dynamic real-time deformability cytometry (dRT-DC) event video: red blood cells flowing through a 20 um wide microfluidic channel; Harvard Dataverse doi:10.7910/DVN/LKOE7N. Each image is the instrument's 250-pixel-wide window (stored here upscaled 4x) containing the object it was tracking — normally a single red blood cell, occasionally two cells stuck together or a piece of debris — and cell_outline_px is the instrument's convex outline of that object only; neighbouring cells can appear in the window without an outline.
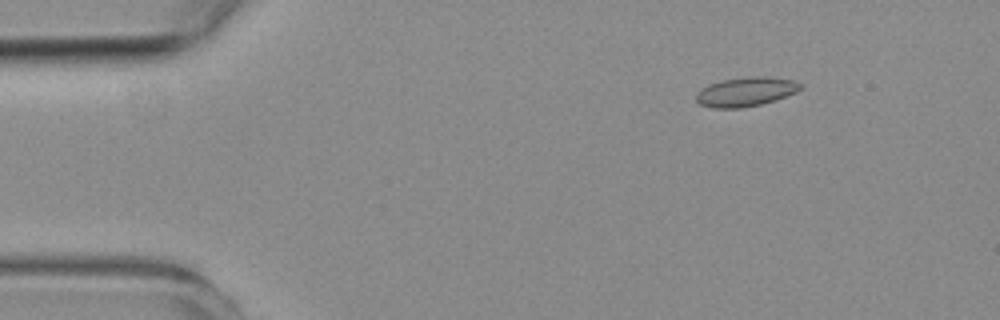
{"species": "common noctule bat (a hibernating species)", "species_latin": "Nyctalus noctula", "temperature_condition": "room temperature", "stored_images_in_passage": 48, "camera_frame_rate_fps": 3000, "um_per_image_px": 0.085, "animal": {"sex": "female", "body_mass_g": 19.3, "forearm_length_mm": 54.1}, "frame": {"image": 1, "passage_image": 1, "time_ms": 0.0, "image_size_px": [1000, 320], "cell_outline_px": [[800, 88], [796, 92], [776, 100], [760, 104], [740, 108], [712, 108], [700, 104], [696, 100], [696, 92], [712, 84], [724, 80], [752, 76], [760, 76], [792, 80], [800, 84]], "centroid_in_image_um": [63.38, 7.81], "position_along_channel_um": 21.6, "area_um2": 17.34}}
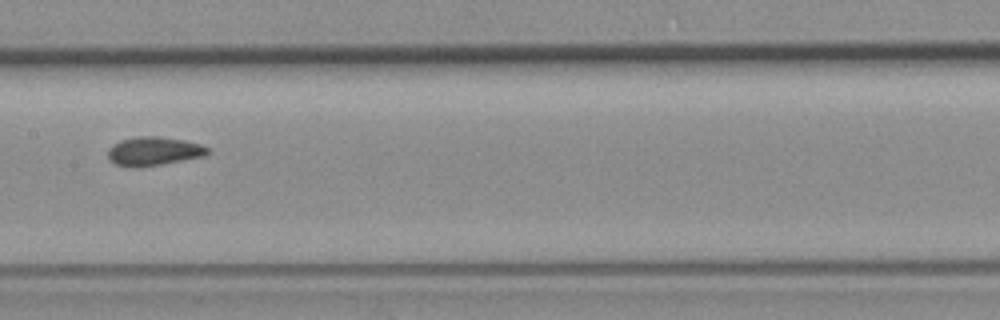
{"frame": {"image": 2, "passage_image": 21, "time_ms": 6.667, "image_size_px": [1000, 320], "cell_outline_px": [[208, 152], [204, 156], [160, 164], [136, 168], [132, 168], [116, 164], [108, 160], [108, 148], [112, 144], [120, 140], [136, 136], [156, 136], [184, 140], [200, 144], [208, 148]], "centroid_in_image_um": [13.0, 12.85], "position_along_channel_um": 194.4, "area_um2": 16.7}}
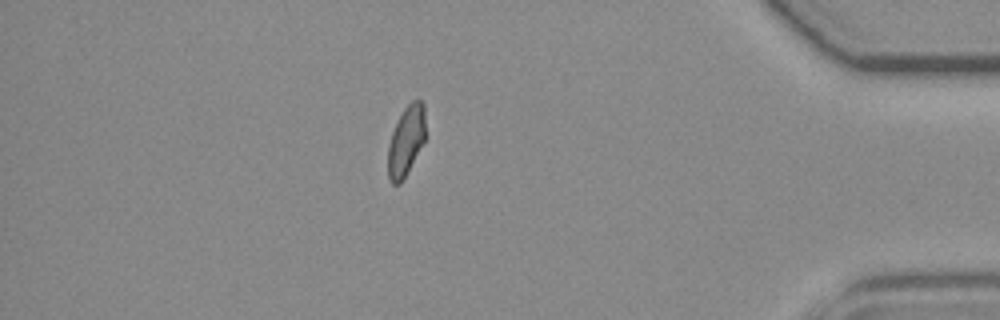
{"frame": {"image": 3, "passage_image": 41, "time_ms": 13.333, "image_size_px": [1000, 320], "cell_outline_px": [[424, 140], [400, 184], [392, 184], [388, 176], [388, 144], [392, 132], [404, 108], [412, 100], [420, 100], [424, 104]], "centroid_in_image_um": [34.49, 11.96], "position_along_channel_um": 400.7, "area_um2": 14.8}, "authors_computed_cell_mechanics": {"area_um2": 16.4152, "velocity_mm_per_s": 3.7551, "shape_relaxation_time_tau1_ms": null, "shape_relaxation_time_tau2_ms": 1.4649, "deformation_change_tau1": null, "deformation_change_tau2": 0.0491}}